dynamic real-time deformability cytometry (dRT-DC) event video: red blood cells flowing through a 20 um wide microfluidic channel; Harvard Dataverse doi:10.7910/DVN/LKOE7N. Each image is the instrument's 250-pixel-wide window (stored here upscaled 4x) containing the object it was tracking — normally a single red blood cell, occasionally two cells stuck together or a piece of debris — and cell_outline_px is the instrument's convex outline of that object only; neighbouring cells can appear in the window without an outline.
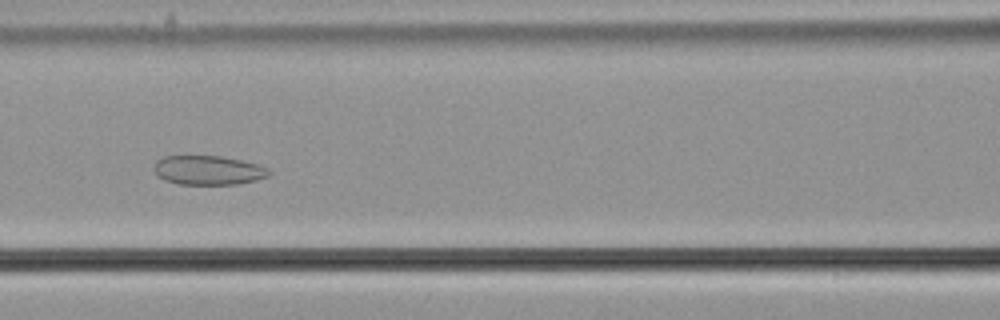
{"species": "common noctule bat (a hibernating species)", "species_latin": "Nyctalus noctula", "temperature_condition": "cold", "stored_images_in_passage": 48, "camera_frame_rate_fps": 3000, "um_per_image_px": 0.085, "animal": {"sex": "male", "body_mass_g": 21.5, "forearm_length_mm": 52.0}, "frame": {"image": 1, "passage_image": 17, "time_ms": 5.333, "image_size_px": [1000, 320], "cell_outline_px": [[272, 172], [268, 176], [256, 180], [240, 184], [180, 184], [164, 180], [156, 176], [152, 168], [156, 160], [164, 156], [220, 156], [260, 164], [268, 168]], "centroid_in_image_um": [17.69, 14.47], "position_along_channel_um": 148.9, "area_um2": 19.83}}
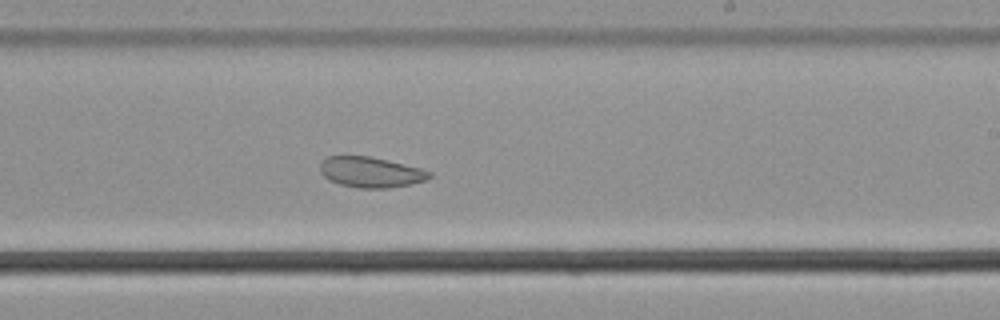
{"frame": {"image": 2, "passage_image": 26, "time_ms": 8.333, "image_size_px": [1000, 320], "cell_outline_px": [[432, 176], [424, 180], [408, 184], [388, 188], [356, 188], [340, 184], [328, 180], [320, 172], [320, 164], [328, 156], [368, 156], [420, 168], [432, 172]], "centroid_in_image_um": [31.48, 14.64], "position_along_channel_um": 257.5, "area_um2": 19.19}}
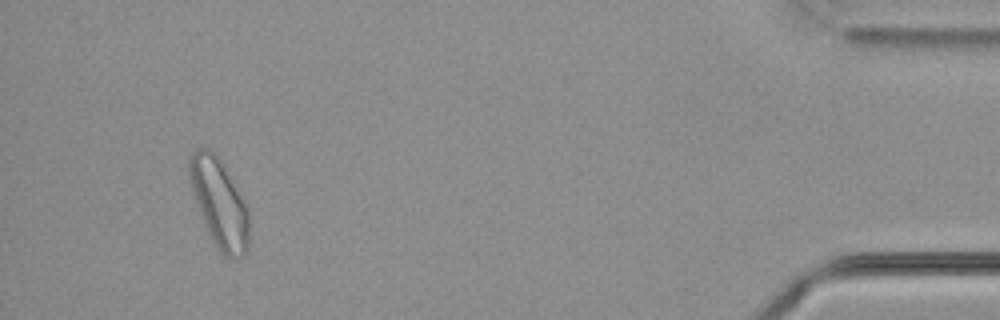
{"frame": {"image": 3, "passage_image": 45, "time_ms": 14.667, "image_size_px": [1000, 320], "cell_outline_px": [[248, 248], [244, 256], [236, 260], [224, 256], [212, 244], [188, 180], [188, 156], [196, 148], [208, 148], [220, 156], [248, 204]], "centroid_in_image_um": [18.64, 17.24], "position_along_channel_um": 416.6, "area_um2": 31.79}, "authors_computed_cell_mechanics": {"area_um2": 24.9985, "velocity_mm_per_s": 3.628, "shape_relaxation_time_tau1_ms": null, "shape_relaxation_time_tau2_ms": 3.3694, "deformation_change_tau1": null, "deformation_change_tau2": 0.0783}}